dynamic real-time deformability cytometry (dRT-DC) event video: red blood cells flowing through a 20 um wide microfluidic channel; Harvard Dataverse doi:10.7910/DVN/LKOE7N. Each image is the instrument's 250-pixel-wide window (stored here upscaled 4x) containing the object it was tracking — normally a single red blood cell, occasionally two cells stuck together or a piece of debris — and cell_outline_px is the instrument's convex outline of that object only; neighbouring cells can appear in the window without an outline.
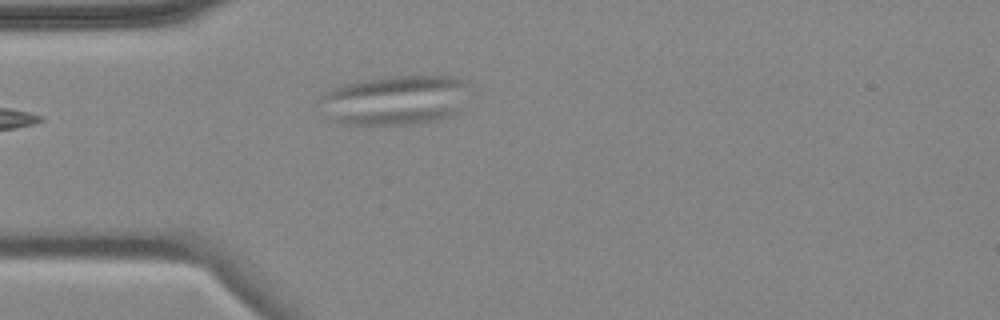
{"species": "common noctule bat (a hibernating species)", "species_latin": "Nyctalus noctula", "temperature_condition": "cold", "stored_images_in_passage": 1, "camera_frame_rate_fps": 3000, "um_per_image_px": 0.085, "animal": {"sex": "female", "body_mass_g": 18.4}, "frame": {"image": 1, "passage_image": 1, "time_ms": 0.0, "image_size_px": [1000, 320], "cell_outline_px": [[472, 84], [460, 108], [452, 116], [436, 120], [412, 124], [340, 124], [336, 120], [320, 96], [324, 92], [332, 88], [344, 84], [364, 80], [392, 76], [452, 76], [468, 80]], "centroid_in_image_um": [33.73, 8.48], "position_along_channel_um": 51.3, "area_um2": 42.77}}